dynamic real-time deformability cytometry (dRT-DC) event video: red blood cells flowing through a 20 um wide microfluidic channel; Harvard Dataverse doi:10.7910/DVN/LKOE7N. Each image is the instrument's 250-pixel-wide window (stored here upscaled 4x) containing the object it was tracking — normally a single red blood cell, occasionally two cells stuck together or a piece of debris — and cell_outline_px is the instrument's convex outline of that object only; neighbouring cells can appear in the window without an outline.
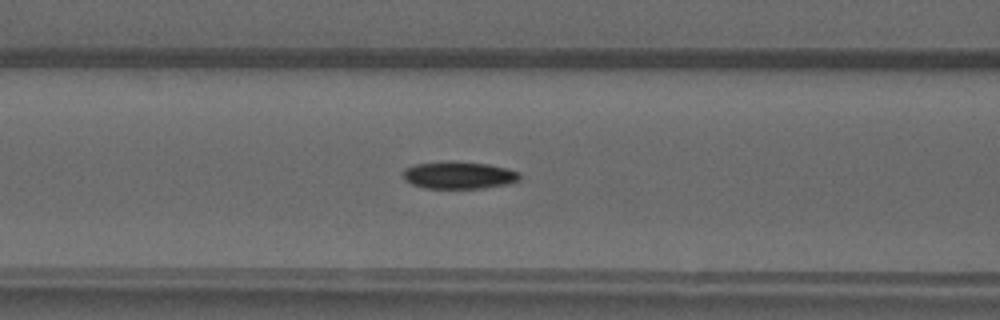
{"species": "common noctule bat (a hibernating species)", "species_latin": "Nyctalus noctula", "temperature_condition": "warm", "stored_images_in_passage": 51, "camera_frame_rate_fps": 3000, "um_per_image_px": 0.085, "animal": {"sex": "male", "forearm_length_mm": 52.5}, "frame": {"image": 1, "passage_image": 21, "time_ms": 6.667, "image_size_px": [1000, 320], "cell_outline_px": [[520, 180], [508, 184], [484, 188], [424, 188], [412, 184], [404, 180], [404, 168], [416, 164], [452, 160], [488, 164], [508, 168], [520, 172]], "centroid_in_image_um": [39.03, 14.88], "position_along_channel_um": 127.6, "area_um2": 18.79}}
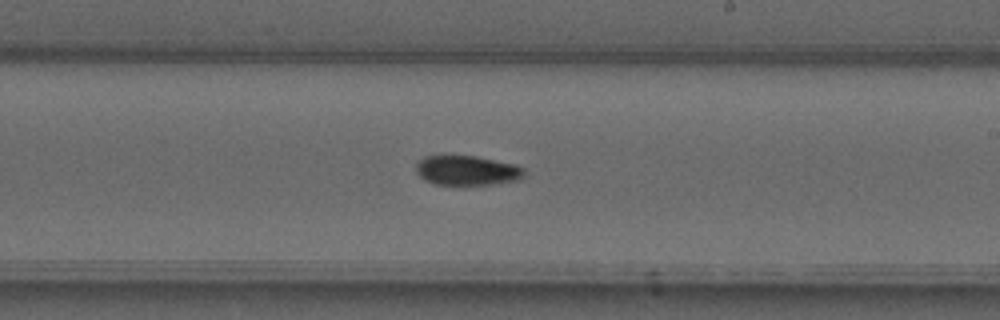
{"frame": {"image": 2, "passage_image": 30, "time_ms": 9.667, "image_size_px": [1000, 320], "cell_outline_px": [[524, 176], [520, 180], [492, 184], [436, 184], [424, 180], [416, 172], [416, 164], [424, 156], [476, 156], [516, 164], [524, 168]], "centroid_in_image_um": [39.72, 14.48], "position_along_channel_um": 249.3, "area_um2": 18.67}}
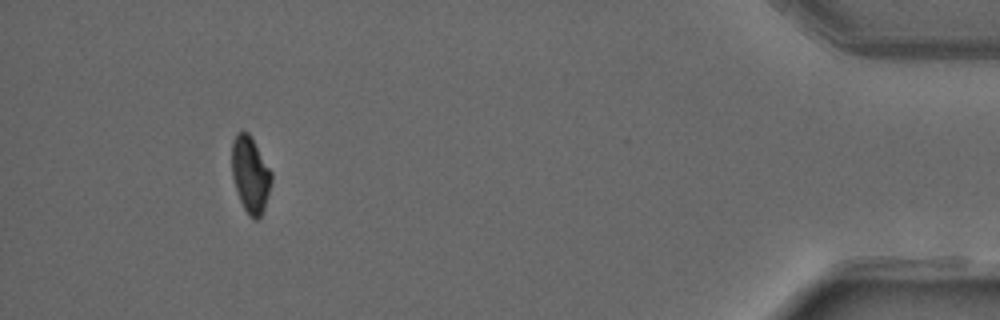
{"frame": {"image": 3, "passage_image": 47, "time_ms": 15.333, "image_size_px": [1000, 320], "cell_outline_px": [[272, 180], [264, 208], [260, 216], [256, 220], [248, 216], [240, 200], [232, 176], [232, 140], [236, 132], [248, 132], [272, 172]], "centroid_in_image_um": [21.27, 14.83], "position_along_channel_um": 413.9, "area_um2": 17.4}, "authors_computed_cell_mechanics": {"area_um2": 18.0914, "velocity_mm_per_s": 4.078, "shape_relaxation_time_tau1_ms": 7.994, "shape_relaxation_time_tau2_ms": 7.4198, "deformation_change_tau1": 0.1885, "deformation_change_tau2": 0.1182}}